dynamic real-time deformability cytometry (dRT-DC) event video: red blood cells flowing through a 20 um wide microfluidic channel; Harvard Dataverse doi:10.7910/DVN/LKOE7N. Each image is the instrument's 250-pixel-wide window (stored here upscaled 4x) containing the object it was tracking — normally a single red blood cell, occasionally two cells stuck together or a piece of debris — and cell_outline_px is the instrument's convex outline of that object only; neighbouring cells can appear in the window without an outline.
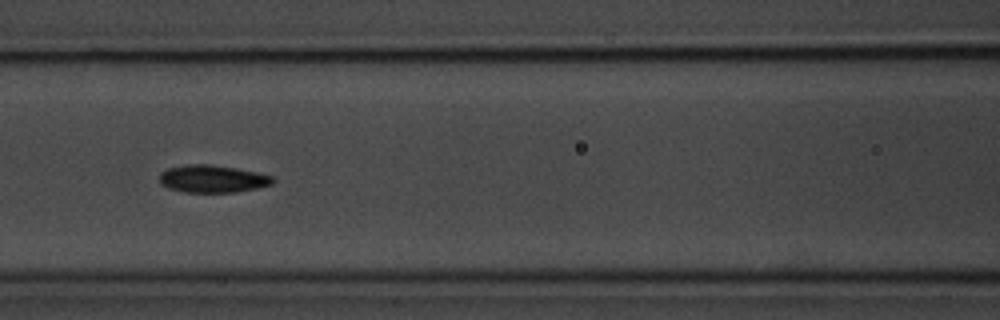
{"species": "common noctule bat (a hibernating species)", "species_latin": "Nyctalus noctula", "temperature_condition": "room temperature", "stored_images_in_passage": 3, "camera_frame_rate_fps": 3000, "um_per_image_px": 0.085, "animal": {"sex": "male", "body_mass_g": 20.1, "forearm_length_mm": 53.5}, "frame": {"image": 1, "passage_image": 3, "time_ms": 2.333, "image_size_px": [1000, 320], "cell_outline_px": [[276, 180], [272, 184], [256, 188], [236, 192], [184, 192], [168, 188], [160, 184], [160, 172], [168, 168], [184, 164], [212, 164], [236, 168], [256, 172], [272, 176]], "centroid_in_image_um": [18.04, 15.19], "position_along_channel_um": 148.6, "area_um2": 18.26}}